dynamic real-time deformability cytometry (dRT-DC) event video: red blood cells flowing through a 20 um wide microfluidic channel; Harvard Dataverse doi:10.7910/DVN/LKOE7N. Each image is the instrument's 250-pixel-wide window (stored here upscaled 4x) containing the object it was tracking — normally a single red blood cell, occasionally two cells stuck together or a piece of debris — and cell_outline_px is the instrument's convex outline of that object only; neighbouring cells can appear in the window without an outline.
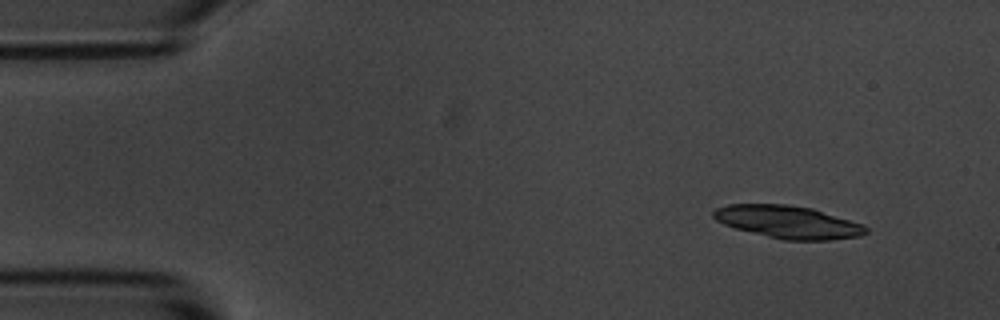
{"species": "common noctule bat (a hibernating species)", "species_latin": "Nyctalus noctula", "temperature_condition": "room temperature", "stored_images_in_passage": 4, "camera_frame_rate_fps": 3000, "um_per_image_px": 0.085, "animal": {"sex": "male", "body_mass_g": 20.1, "forearm_length_mm": 53.5}, "frame": {"image": 1, "passage_image": 1, "time_ms": 0.0, "image_size_px": [1000, 320], "cell_outline_px": [[868, 232], [860, 236], [832, 240], [784, 240], [736, 228], [724, 224], [716, 220], [712, 216], [712, 212], [716, 208], [728, 204], [788, 204], [812, 208], [864, 224], [868, 228]], "centroid_in_image_um": [67.01, 18.86], "position_along_channel_um": 18.0, "area_um2": 29.02}}